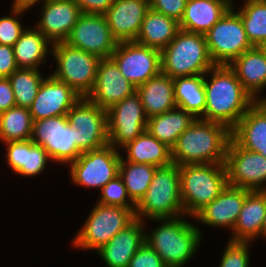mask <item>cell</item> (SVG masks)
<instances>
[{"label": "cell", "mask_w": 266, "mask_h": 267, "mask_svg": "<svg viewBox=\"0 0 266 267\" xmlns=\"http://www.w3.org/2000/svg\"><path fill=\"white\" fill-rule=\"evenodd\" d=\"M227 184L250 191H266V157L240 147L232 138L224 161Z\"/></svg>", "instance_id": "cell-13"}, {"label": "cell", "mask_w": 266, "mask_h": 267, "mask_svg": "<svg viewBox=\"0 0 266 267\" xmlns=\"http://www.w3.org/2000/svg\"><path fill=\"white\" fill-rule=\"evenodd\" d=\"M252 242L227 241L219 267H250Z\"/></svg>", "instance_id": "cell-40"}, {"label": "cell", "mask_w": 266, "mask_h": 267, "mask_svg": "<svg viewBox=\"0 0 266 267\" xmlns=\"http://www.w3.org/2000/svg\"><path fill=\"white\" fill-rule=\"evenodd\" d=\"M3 144L6 148L5 163L14 175L31 178L39 176L52 161L48 152L42 146L34 144L31 139Z\"/></svg>", "instance_id": "cell-23"}, {"label": "cell", "mask_w": 266, "mask_h": 267, "mask_svg": "<svg viewBox=\"0 0 266 267\" xmlns=\"http://www.w3.org/2000/svg\"><path fill=\"white\" fill-rule=\"evenodd\" d=\"M134 92L136 87L123 77L111 57L100 59L93 90L87 96L89 100L107 111Z\"/></svg>", "instance_id": "cell-20"}, {"label": "cell", "mask_w": 266, "mask_h": 267, "mask_svg": "<svg viewBox=\"0 0 266 267\" xmlns=\"http://www.w3.org/2000/svg\"><path fill=\"white\" fill-rule=\"evenodd\" d=\"M204 89V120L224 124L230 130L255 102L229 65L209 69L204 74Z\"/></svg>", "instance_id": "cell-1"}, {"label": "cell", "mask_w": 266, "mask_h": 267, "mask_svg": "<svg viewBox=\"0 0 266 267\" xmlns=\"http://www.w3.org/2000/svg\"><path fill=\"white\" fill-rule=\"evenodd\" d=\"M65 42L100 59L110 58L118 44L105 16L87 13H81Z\"/></svg>", "instance_id": "cell-16"}, {"label": "cell", "mask_w": 266, "mask_h": 267, "mask_svg": "<svg viewBox=\"0 0 266 267\" xmlns=\"http://www.w3.org/2000/svg\"><path fill=\"white\" fill-rule=\"evenodd\" d=\"M148 117L137 92L107 110L109 144L121 150L146 130Z\"/></svg>", "instance_id": "cell-12"}, {"label": "cell", "mask_w": 266, "mask_h": 267, "mask_svg": "<svg viewBox=\"0 0 266 267\" xmlns=\"http://www.w3.org/2000/svg\"><path fill=\"white\" fill-rule=\"evenodd\" d=\"M128 267H167V265L147 243H144L131 258Z\"/></svg>", "instance_id": "cell-41"}, {"label": "cell", "mask_w": 266, "mask_h": 267, "mask_svg": "<svg viewBox=\"0 0 266 267\" xmlns=\"http://www.w3.org/2000/svg\"><path fill=\"white\" fill-rule=\"evenodd\" d=\"M98 197L97 203L99 204L136 208V204L130 199L119 175L101 188Z\"/></svg>", "instance_id": "cell-39"}, {"label": "cell", "mask_w": 266, "mask_h": 267, "mask_svg": "<svg viewBox=\"0 0 266 267\" xmlns=\"http://www.w3.org/2000/svg\"><path fill=\"white\" fill-rule=\"evenodd\" d=\"M15 106L14 92L9 78H0V113Z\"/></svg>", "instance_id": "cell-45"}, {"label": "cell", "mask_w": 266, "mask_h": 267, "mask_svg": "<svg viewBox=\"0 0 266 267\" xmlns=\"http://www.w3.org/2000/svg\"><path fill=\"white\" fill-rule=\"evenodd\" d=\"M187 0H149L150 9L176 19L183 17Z\"/></svg>", "instance_id": "cell-42"}, {"label": "cell", "mask_w": 266, "mask_h": 267, "mask_svg": "<svg viewBox=\"0 0 266 267\" xmlns=\"http://www.w3.org/2000/svg\"><path fill=\"white\" fill-rule=\"evenodd\" d=\"M231 138L240 147L266 157V114L254 103L231 130Z\"/></svg>", "instance_id": "cell-28"}, {"label": "cell", "mask_w": 266, "mask_h": 267, "mask_svg": "<svg viewBox=\"0 0 266 267\" xmlns=\"http://www.w3.org/2000/svg\"><path fill=\"white\" fill-rule=\"evenodd\" d=\"M179 30V22L176 19L149 9L134 42L162 51Z\"/></svg>", "instance_id": "cell-31"}, {"label": "cell", "mask_w": 266, "mask_h": 267, "mask_svg": "<svg viewBox=\"0 0 266 267\" xmlns=\"http://www.w3.org/2000/svg\"><path fill=\"white\" fill-rule=\"evenodd\" d=\"M31 140L48 152L52 163L60 166L67 167L82 154L77 148L76 129L67 115L33 121Z\"/></svg>", "instance_id": "cell-10"}, {"label": "cell", "mask_w": 266, "mask_h": 267, "mask_svg": "<svg viewBox=\"0 0 266 267\" xmlns=\"http://www.w3.org/2000/svg\"><path fill=\"white\" fill-rule=\"evenodd\" d=\"M214 65L203 34L180 29L161 51V72L173 79L204 75Z\"/></svg>", "instance_id": "cell-4"}, {"label": "cell", "mask_w": 266, "mask_h": 267, "mask_svg": "<svg viewBox=\"0 0 266 267\" xmlns=\"http://www.w3.org/2000/svg\"><path fill=\"white\" fill-rule=\"evenodd\" d=\"M28 9L11 5L10 14L0 17V44L12 46L20 38L28 25L21 22V17L29 13ZM22 15V16H21Z\"/></svg>", "instance_id": "cell-38"}, {"label": "cell", "mask_w": 266, "mask_h": 267, "mask_svg": "<svg viewBox=\"0 0 266 267\" xmlns=\"http://www.w3.org/2000/svg\"><path fill=\"white\" fill-rule=\"evenodd\" d=\"M39 20L34 26L52 43L65 42L81 15L74 0H46L40 3Z\"/></svg>", "instance_id": "cell-19"}, {"label": "cell", "mask_w": 266, "mask_h": 267, "mask_svg": "<svg viewBox=\"0 0 266 267\" xmlns=\"http://www.w3.org/2000/svg\"><path fill=\"white\" fill-rule=\"evenodd\" d=\"M146 222L136 218L95 254L99 255L106 267H128L131 258L145 243Z\"/></svg>", "instance_id": "cell-22"}, {"label": "cell", "mask_w": 266, "mask_h": 267, "mask_svg": "<svg viewBox=\"0 0 266 267\" xmlns=\"http://www.w3.org/2000/svg\"><path fill=\"white\" fill-rule=\"evenodd\" d=\"M121 150L110 144L82 153L69 168L70 181L84 189H98L99 191L109 181L119 175Z\"/></svg>", "instance_id": "cell-9"}, {"label": "cell", "mask_w": 266, "mask_h": 267, "mask_svg": "<svg viewBox=\"0 0 266 267\" xmlns=\"http://www.w3.org/2000/svg\"><path fill=\"white\" fill-rule=\"evenodd\" d=\"M80 98L69 85L46 74L29 111L33 121L67 115Z\"/></svg>", "instance_id": "cell-18"}, {"label": "cell", "mask_w": 266, "mask_h": 267, "mask_svg": "<svg viewBox=\"0 0 266 267\" xmlns=\"http://www.w3.org/2000/svg\"><path fill=\"white\" fill-rule=\"evenodd\" d=\"M230 139L226 125L196 118L172 147V162L178 166L224 164Z\"/></svg>", "instance_id": "cell-3"}, {"label": "cell", "mask_w": 266, "mask_h": 267, "mask_svg": "<svg viewBox=\"0 0 266 267\" xmlns=\"http://www.w3.org/2000/svg\"><path fill=\"white\" fill-rule=\"evenodd\" d=\"M51 57H54L52 60L57 66L49 73L81 97H87L93 90L100 58L66 42L53 44Z\"/></svg>", "instance_id": "cell-8"}, {"label": "cell", "mask_w": 266, "mask_h": 267, "mask_svg": "<svg viewBox=\"0 0 266 267\" xmlns=\"http://www.w3.org/2000/svg\"><path fill=\"white\" fill-rule=\"evenodd\" d=\"M146 116L163 114L177 107L174 98L173 78L160 72L136 88Z\"/></svg>", "instance_id": "cell-29"}, {"label": "cell", "mask_w": 266, "mask_h": 267, "mask_svg": "<svg viewBox=\"0 0 266 267\" xmlns=\"http://www.w3.org/2000/svg\"><path fill=\"white\" fill-rule=\"evenodd\" d=\"M265 216L266 191L247 190L238 220L228 240L254 243L260 238Z\"/></svg>", "instance_id": "cell-24"}, {"label": "cell", "mask_w": 266, "mask_h": 267, "mask_svg": "<svg viewBox=\"0 0 266 267\" xmlns=\"http://www.w3.org/2000/svg\"><path fill=\"white\" fill-rule=\"evenodd\" d=\"M32 127L33 119L29 109L12 107L0 113V143L30 140Z\"/></svg>", "instance_id": "cell-36"}, {"label": "cell", "mask_w": 266, "mask_h": 267, "mask_svg": "<svg viewBox=\"0 0 266 267\" xmlns=\"http://www.w3.org/2000/svg\"><path fill=\"white\" fill-rule=\"evenodd\" d=\"M260 48L265 52L266 54V41L260 46Z\"/></svg>", "instance_id": "cell-49"}, {"label": "cell", "mask_w": 266, "mask_h": 267, "mask_svg": "<svg viewBox=\"0 0 266 267\" xmlns=\"http://www.w3.org/2000/svg\"><path fill=\"white\" fill-rule=\"evenodd\" d=\"M244 90L256 101L266 99V54L253 47L237 57L230 65ZM262 94V95H261Z\"/></svg>", "instance_id": "cell-25"}, {"label": "cell", "mask_w": 266, "mask_h": 267, "mask_svg": "<svg viewBox=\"0 0 266 267\" xmlns=\"http://www.w3.org/2000/svg\"><path fill=\"white\" fill-rule=\"evenodd\" d=\"M254 103L266 114V99L256 100Z\"/></svg>", "instance_id": "cell-47"}, {"label": "cell", "mask_w": 266, "mask_h": 267, "mask_svg": "<svg viewBox=\"0 0 266 267\" xmlns=\"http://www.w3.org/2000/svg\"><path fill=\"white\" fill-rule=\"evenodd\" d=\"M210 57L215 65H230L245 51L253 48L240 15L230 7L205 34Z\"/></svg>", "instance_id": "cell-11"}, {"label": "cell", "mask_w": 266, "mask_h": 267, "mask_svg": "<svg viewBox=\"0 0 266 267\" xmlns=\"http://www.w3.org/2000/svg\"><path fill=\"white\" fill-rule=\"evenodd\" d=\"M188 217L189 220H186ZM193 217L151 219L159 222L153 229L145 228V243L154 250L167 267H184L197 255L203 240V232ZM195 223V225H194Z\"/></svg>", "instance_id": "cell-2"}, {"label": "cell", "mask_w": 266, "mask_h": 267, "mask_svg": "<svg viewBox=\"0 0 266 267\" xmlns=\"http://www.w3.org/2000/svg\"><path fill=\"white\" fill-rule=\"evenodd\" d=\"M149 9V0H114L104 13L113 37L118 42L135 41Z\"/></svg>", "instance_id": "cell-21"}, {"label": "cell", "mask_w": 266, "mask_h": 267, "mask_svg": "<svg viewBox=\"0 0 266 267\" xmlns=\"http://www.w3.org/2000/svg\"><path fill=\"white\" fill-rule=\"evenodd\" d=\"M67 117L70 125L76 129L77 148L82 153L109 144L107 111L87 97H81L68 111Z\"/></svg>", "instance_id": "cell-14"}, {"label": "cell", "mask_w": 266, "mask_h": 267, "mask_svg": "<svg viewBox=\"0 0 266 267\" xmlns=\"http://www.w3.org/2000/svg\"><path fill=\"white\" fill-rule=\"evenodd\" d=\"M196 120L190 113L176 107L163 114L148 118L146 130L169 148L175 145L179 136Z\"/></svg>", "instance_id": "cell-32"}, {"label": "cell", "mask_w": 266, "mask_h": 267, "mask_svg": "<svg viewBox=\"0 0 266 267\" xmlns=\"http://www.w3.org/2000/svg\"><path fill=\"white\" fill-rule=\"evenodd\" d=\"M125 161L164 167L172 164L171 148L153 137L147 130L121 148ZM125 157V158H124Z\"/></svg>", "instance_id": "cell-30"}, {"label": "cell", "mask_w": 266, "mask_h": 267, "mask_svg": "<svg viewBox=\"0 0 266 267\" xmlns=\"http://www.w3.org/2000/svg\"><path fill=\"white\" fill-rule=\"evenodd\" d=\"M41 72L38 69L18 68L8 77L14 92L16 106L27 109L31 107L45 78Z\"/></svg>", "instance_id": "cell-37"}, {"label": "cell", "mask_w": 266, "mask_h": 267, "mask_svg": "<svg viewBox=\"0 0 266 267\" xmlns=\"http://www.w3.org/2000/svg\"><path fill=\"white\" fill-rule=\"evenodd\" d=\"M236 3L233 0L231 7L240 15L250 43L260 47L266 41V0H244L239 8Z\"/></svg>", "instance_id": "cell-34"}, {"label": "cell", "mask_w": 266, "mask_h": 267, "mask_svg": "<svg viewBox=\"0 0 266 267\" xmlns=\"http://www.w3.org/2000/svg\"><path fill=\"white\" fill-rule=\"evenodd\" d=\"M179 176L184 215L191 217L227 186L224 164L181 165Z\"/></svg>", "instance_id": "cell-6"}, {"label": "cell", "mask_w": 266, "mask_h": 267, "mask_svg": "<svg viewBox=\"0 0 266 267\" xmlns=\"http://www.w3.org/2000/svg\"><path fill=\"white\" fill-rule=\"evenodd\" d=\"M232 0H187L180 29L205 35L232 6Z\"/></svg>", "instance_id": "cell-26"}, {"label": "cell", "mask_w": 266, "mask_h": 267, "mask_svg": "<svg viewBox=\"0 0 266 267\" xmlns=\"http://www.w3.org/2000/svg\"><path fill=\"white\" fill-rule=\"evenodd\" d=\"M52 43L35 26H27L13 45L18 68L42 69L52 54ZM50 46V47H49Z\"/></svg>", "instance_id": "cell-27"}, {"label": "cell", "mask_w": 266, "mask_h": 267, "mask_svg": "<svg viewBox=\"0 0 266 267\" xmlns=\"http://www.w3.org/2000/svg\"><path fill=\"white\" fill-rule=\"evenodd\" d=\"M17 69L13 47L0 44V78H8Z\"/></svg>", "instance_id": "cell-43"}, {"label": "cell", "mask_w": 266, "mask_h": 267, "mask_svg": "<svg viewBox=\"0 0 266 267\" xmlns=\"http://www.w3.org/2000/svg\"><path fill=\"white\" fill-rule=\"evenodd\" d=\"M156 166L120 159L119 176L122 178L130 199L137 205L145 196Z\"/></svg>", "instance_id": "cell-35"}, {"label": "cell", "mask_w": 266, "mask_h": 267, "mask_svg": "<svg viewBox=\"0 0 266 267\" xmlns=\"http://www.w3.org/2000/svg\"><path fill=\"white\" fill-rule=\"evenodd\" d=\"M247 196V189L227 184L221 193L210 203L205 205L194 216L193 220L207 227L227 229L232 232L242 205Z\"/></svg>", "instance_id": "cell-17"}, {"label": "cell", "mask_w": 266, "mask_h": 267, "mask_svg": "<svg viewBox=\"0 0 266 267\" xmlns=\"http://www.w3.org/2000/svg\"><path fill=\"white\" fill-rule=\"evenodd\" d=\"M111 58L136 88L161 72V51L134 41L118 42Z\"/></svg>", "instance_id": "cell-15"}, {"label": "cell", "mask_w": 266, "mask_h": 267, "mask_svg": "<svg viewBox=\"0 0 266 267\" xmlns=\"http://www.w3.org/2000/svg\"><path fill=\"white\" fill-rule=\"evenodd\" d=\"M260 238H262L263 240L264 239L266 240V216L264 218V222H263Z\"/></svg>", "instance_id": "cell-48"}, {"label": "cell", "mask_w": 266, "mask_h": 267, "mask_svg": "<svg viewBox=\"0 0 266 267\" xmlns=\"http://www.w3.org/2000/svg\"><path fill=\"white\" fill-rule=\"evenodd\" d=\"M45 1L46 0H13L12 5L16 7L31 10L34 8L35 5L37 7V4L39 5L40 2L43 3Z\"/></svg>", "instance_id": "cell-46"}, {"label": "cell", "mask_w": 266, "mask_h": 267, "mask_svg": "<svg viewBox=\"0 0 266 267\" xmlns=\"http://www.w3.org/2000/svg\"><path fill=\"white\" fill-rule=\"evenodd\" d=\"M81 13L104 15L114 0H74Z\"/></svg>", "instance_id": "cell-44"}, {"label": "cell", "mask_w": 266, "mask_h": 267, "mask_svg": "<svg viewBox=\"0 0 266 267\" xmlns=\"http://www.w3.org/2000/svg\"><path fill=\"white\" fill-rule=\"evenodd\" d=\"M90 213L78 233L72 238L74 249L84 251L99 250L107 244L111 238L125 229L135 219L136 208H125L122 206L105 205L94 203Z\"/></svg>", "instance_id": "cell-7"}, {"label": "cell", "mask_w": 266, "mask_h": 267, "mask_svg": "<svg viewBox=\"0 0 266 267\" xmlns=\"http://www.w3.org/2000/svg\"><path fill=\"white\" fill-rule=\"evenodd\" d=\"M174 81V98L177 107L204 119L206 106L204 75L178 77Z\"/></svg>", "instance_id": "cell-33"}, {"label": "cell", "mask_w": 266, "mask_h": 267, "mask_svg": "<svg viewBox=\"0 0 266 267\" xmlns=\"http://www.w3.org/2000/svg\"><path fill=\"white\" fill-rule=\"evenodd\" d=\"M182 215L179 166L172 163L157 167L145 196L136 205V218L145 222Z\"/></svg>", "instance_id": "cell-5"}]
</instances>
